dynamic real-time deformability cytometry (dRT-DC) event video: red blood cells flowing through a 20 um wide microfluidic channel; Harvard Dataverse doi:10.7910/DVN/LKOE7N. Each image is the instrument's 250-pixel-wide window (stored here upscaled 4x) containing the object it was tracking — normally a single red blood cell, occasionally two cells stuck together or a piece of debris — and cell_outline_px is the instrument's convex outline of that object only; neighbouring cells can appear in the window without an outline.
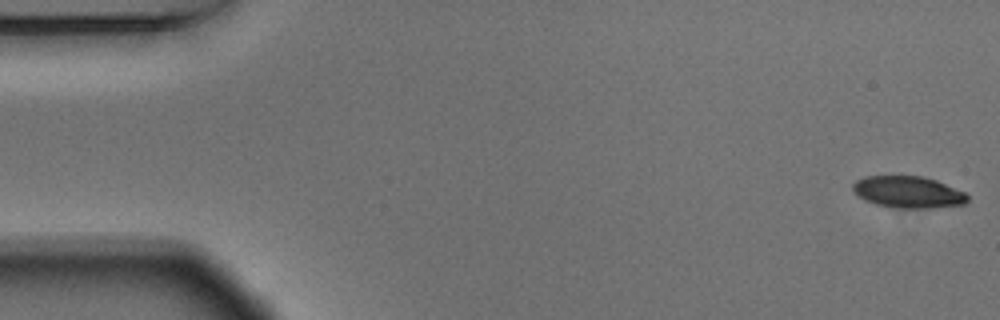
{"species": "Egyptian fruit bat (a non-hibernating species)", "species_latin": "Rousettus aegyptiacus", "temperature_condition": "warm", "stored_images_in_passage": 9, "camera_frame_rate_fps": 3000, "um_per_image_px": 0.085, "animal": {"sex": "male"}, "frame": {"image": 1, "passage_image": 1, "time_ms": 0.0, "image_size_px": [1000, 320], "cell_outline_px": [[968, 200], [964, 204], [936, 208], [904, 208], [876, 204], [864, 200], [852, 192], [852, 184], [856, 180], [864, 176], [924, 176], [936, 180], [964, 192], [968, 196]], "centroid_in_image_um": [77.17, 16.32], "position_along_channel_um": 7.8, "area_um2": 21.27}}